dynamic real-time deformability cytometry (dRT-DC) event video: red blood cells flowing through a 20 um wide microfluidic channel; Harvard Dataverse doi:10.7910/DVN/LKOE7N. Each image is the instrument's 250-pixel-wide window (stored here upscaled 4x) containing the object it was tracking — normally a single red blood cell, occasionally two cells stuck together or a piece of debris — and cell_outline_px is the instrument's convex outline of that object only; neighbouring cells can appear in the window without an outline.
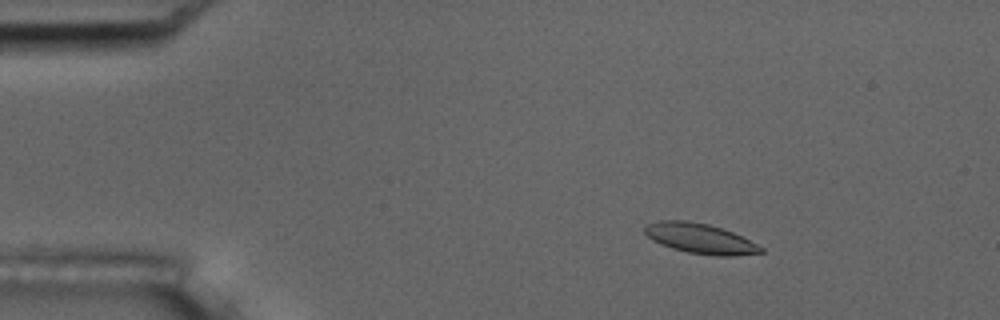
{"species": "common noctule bat (a hibernating species)", "species_latin": "Nyctalus noctula", "temperature_condition": "room temperature", "stored_images_in_passage": 55, "camera_frame_rate_fps": 3000, "um_per_image_px": 0.085, "animal": {"sex": "male", "body_mass_g": 17.5, "forearm_length_mm": 52.3}, "frame": {"image": 1, "passage_image": 9, "time_ms": 2.667, "image_size_px": [1000, 320], "cell_outline_px": [[764, 252], [732, 256], [716, 256], [688, 252], [672, 248], [660, 244], [652, 240], [644, 232], [644, 228], [648, 224], [660, 220], [688, 220], [708, 224], [732, 232], [764, 248]], "centroid_in_image_um": [59.49, 20.27], "position_along_channel_um": 25.5, "area_um2": 20.17}, "authors_computed_cell_mechanics": {"area_um2": 20.3456, "velocity_mm_per_s": 3.6832, "shape_relaxation_time_tau1_ms": 2.1851, "shape_relaxation_time_tau2_ms": 3.488, "deformation_change_tau1": 0.1125, "deformation_change_tau2": 0.0893}}